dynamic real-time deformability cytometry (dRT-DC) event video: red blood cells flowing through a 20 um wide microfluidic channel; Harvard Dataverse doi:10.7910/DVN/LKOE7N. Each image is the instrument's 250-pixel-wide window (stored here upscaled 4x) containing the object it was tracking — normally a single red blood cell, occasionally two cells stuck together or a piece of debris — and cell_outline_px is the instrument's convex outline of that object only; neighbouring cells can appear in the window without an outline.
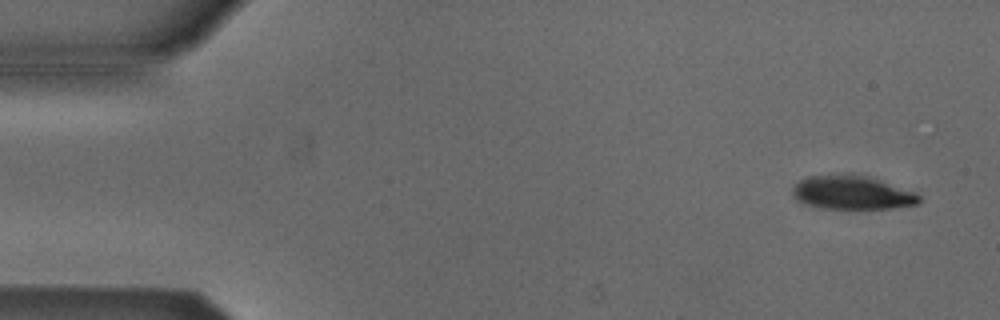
{"species": "Egyptian fruit bat (a non-hibernating species)", "species_latin": "Rousettus aegyptiacus", "temperature_condition": "cold", "stored_images_in_passage": 5, "camera_frame_rate_fps": 3000, "um_per_image_px": 0.085, "animal": {"sex": "male"}, "frame": {"image": 1, "passage_image": 1, "time_ms": 0.0, "image_size_px": [1000, 320], "cell_outline_px": [[920, 200], [916, 204], [892, 208], [820, 208], [796, 200], [792, 196], [792, 188], [800, 180], [808, 176], [852, 172], [872, 176], [916, 192], [920, 196]], "centroid_in_image_um": [72.43, 16.33], "position_along_channel_um": 12.6, "area_um2": 25.37}}
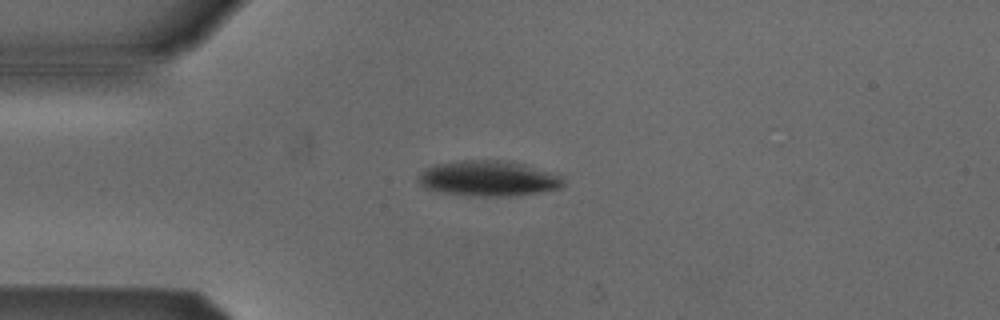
{"frame": {"image": 2, "passage_image": 4, "time_ms": 3.333, "image_size_px": [1000, 320], "cell_outline_px": [[564, 184], [560, 188], [540, 192], [508, 196], [468, 196], [440, 192], [424, 188], [416, 180], [416, 176], [424, 168], [436, 164], [456, 160], [500, 160], [524, 164], [560, 176], [564, 180]], "centroid_in_image_um": [41.42, 15.17], "position_along_channel_um": 43.6, "area_um2": 30.11}}
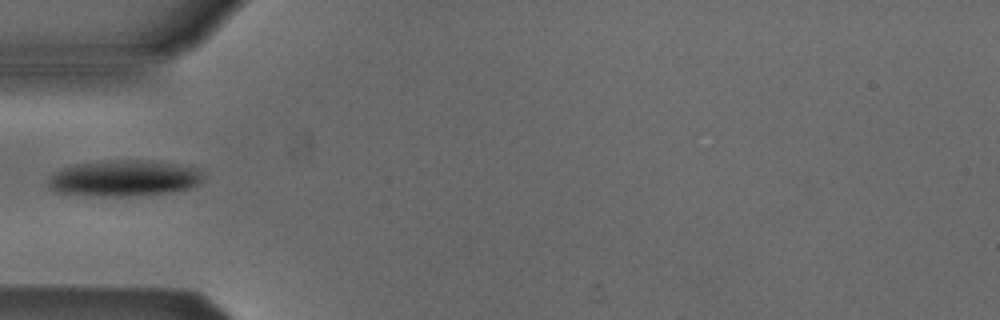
{"frame": {"image": 3, "passage_image": 5, "time_ms": 4.667, "image_size_px": [1000, 320], "cell_outline_px": [[204, 180], [188, 188], [172, 192], [136, 196], [100, 196], [56, 192], [48, 188], [48, 180], [56, 172], [64, 168], [76, 164], [104, 160], [152, 160], [200, 168], [204, 176]], "centroid_in_image_um": [10.59, 15.14], "position_along_channel_um": 74.4, "area_um2": 32.83}}